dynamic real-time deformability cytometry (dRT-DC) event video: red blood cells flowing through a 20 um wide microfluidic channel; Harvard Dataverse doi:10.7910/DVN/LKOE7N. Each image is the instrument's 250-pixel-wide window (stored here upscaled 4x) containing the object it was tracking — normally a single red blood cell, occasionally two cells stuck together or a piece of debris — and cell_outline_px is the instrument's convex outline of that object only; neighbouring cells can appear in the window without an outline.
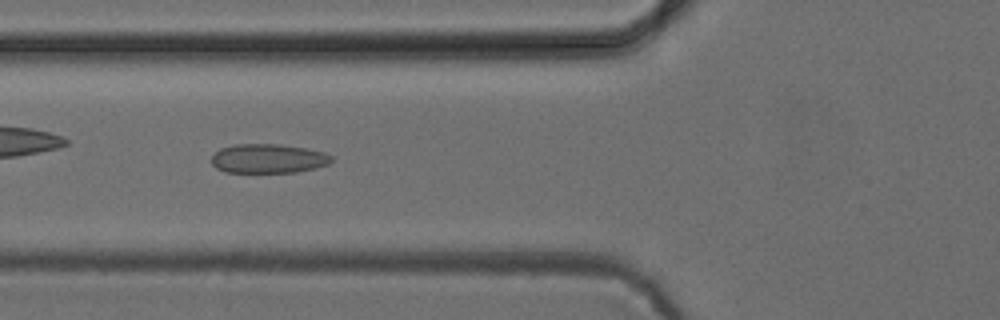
{"species": "common noctule bat (a hibernating species)", "species_latin": "Nyctalus noctula", "temperature_condition": "cold", "stored_images_in_passage": 52, "camera_frame_rate_fps": 3000, "um_per_image_px": 0.085, "animal": {"sex": "female", "body_mass_g": 24.6, "forearm_length_mm": 56.2}, "frame": {"image": 1, "passage_image": 19, "time_ms": 6.0, "image_size_px": [1000, 320], "cell_outline_px": [[332, 160], [328, 164], [316, 168], [296, 172], [224, 172], [216, 168], [212, 164], [212, 156], [220, 148], [236, 144], [280, 144], [308, 148], [324, 152], [332, 156]], "centroid_in_image_um": [22.81, 13.47], "position_along_channel_um": 103.0, "area_um2": 20.52}}
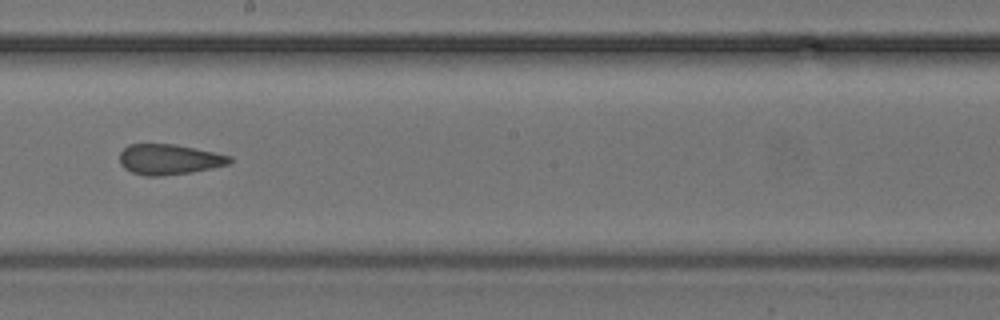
{"frame": {"image": 2, "passage_image": 29, "time_ms": 9.333, "image_size_px": [1000, 320], "cell_outline_px": [[232, 160], [228, 164], [212, 168], [188, 172], [160, 176], [144, 176], [132, 172], [124, 168], [120, 164], [120, 152], [128, 144], [176, 144], [232, 156]], "centroid_in_image_um": [14.35, 13.54], "position_along_channel_um": 233.9, "area_um2": 19.42}}
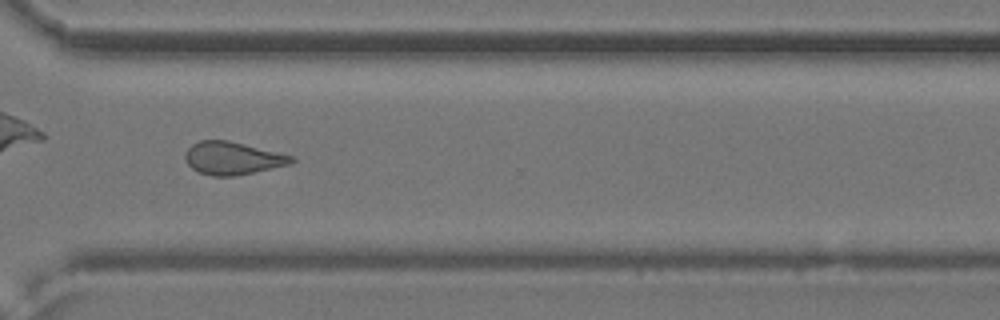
{"frame": {"image": 3, "passage_image": 38, "time_ms": 12.333, "image_size_px": [1000, 320], "cell_outline_px": [[296, 160], [292, 164], [236, 176], [212, 176], [200, 172], [192, 168], [188, 164], [184, 156], [188, 148], [192, 144], [200, 140], [228, 140], [296, 156]], "centroid_in_image_um": [19.82, 13.45], "position_along_channel_um": 350.8, "area_um2": 20.46}, "authors_computed_cell_mechanics": {"area_um2": 20.4901, "velocity_mm_per_s": 3.9115, "shape_relaxation_time_tau1_ms": null, "shape_relaxation_time_tau2_ms": 2.3419, "deformation_change_tau1": null, "deformation_change_tau2": 0.0823}}